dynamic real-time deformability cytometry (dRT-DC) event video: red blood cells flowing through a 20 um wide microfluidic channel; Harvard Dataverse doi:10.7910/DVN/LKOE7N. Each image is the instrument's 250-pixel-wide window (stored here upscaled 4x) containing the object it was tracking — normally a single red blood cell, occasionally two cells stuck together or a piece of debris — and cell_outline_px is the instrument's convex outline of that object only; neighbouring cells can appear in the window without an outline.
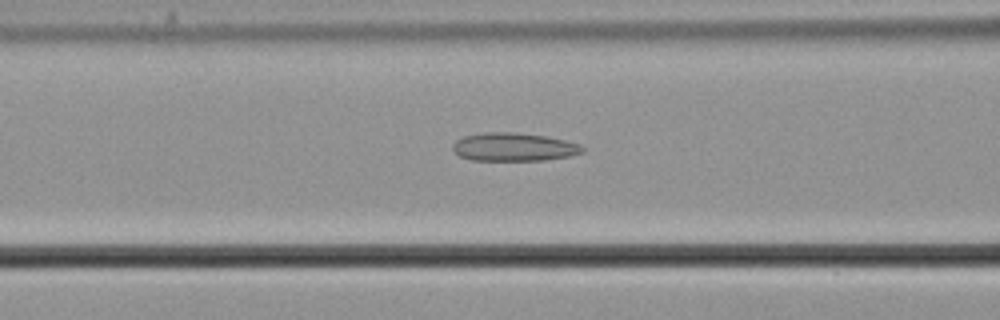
{"species": "common noctule bat (a hibernating species)", "species_latin": "Nyctalus noctula", "temperature_condition": "cold", "stored_images_in_passage": 51, "camera_frame_rate_fps": 3000, "um_per_image_px": 0.085, "animal": {"sex": "male", "body_mass_g": 21.5, "forearm_length_mm": 52.0}, "frame": {"image": 1, "passage_image": 18, "time_ms": 5.667, "image_size_px": [1000, 320], "cell_outline_px": [[584, 152], [572, 156], [544, 160], [472, 160], [460, 156], [452, 148], [452, 144], [456, 140], [464, 136], [484, 132], [512, 132], [544, 136], [564, 140], [580, 144], [584, 148]], "centroid_in_image_um": [43.68, 12.49], "position_along_channel_um": 122.9, "area_um2": 21.33}}
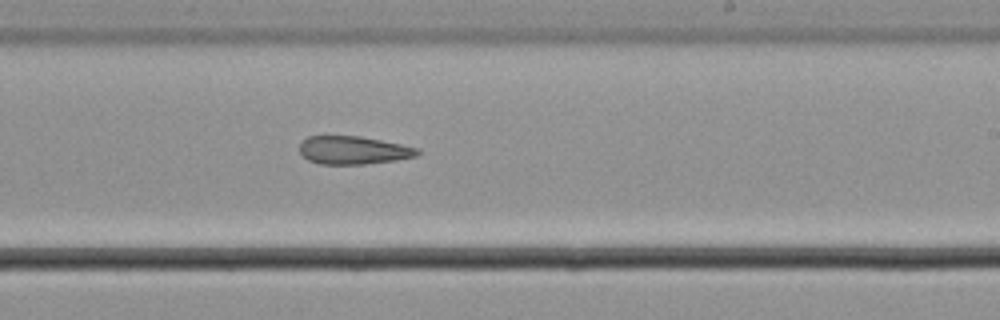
{"frame": {"image": 2, "passage_image": 29, "time_ms": 9.333, "image_size_px": [1000, 320], "cell_outline_px": [[420, 152], [416, 156], [396, 160], [364, 164], [320, 164], [308, 160], [300, 152], [300, 144], [308, 136], [360, 136], [420, 148]], "centroid_in_image_um": [30.04, 12.77], "position_along_channel_um": 259.0, "area_um2": 19.19}}
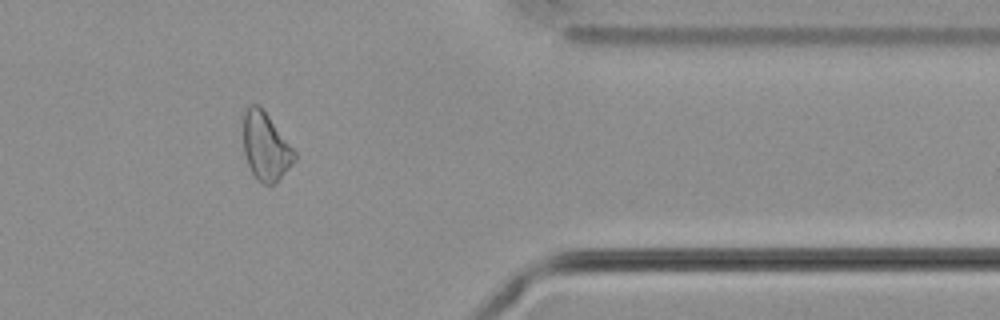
{"frame": {"image": 3, "passage_image": 41, "time_ms": 13.333, "image_size_px": [1000, 320], "cell_outline_px": [[296, 160], [272, 184], [264, 184], [256, 180], [248, 164], [244, 152], [240, 112], [248, 104], [260, 104], [296, 152]], "centroid_in_image_um": [22.51, 12.34], "position_along_channel_um": 388.9, "area_um2": 20.75}}